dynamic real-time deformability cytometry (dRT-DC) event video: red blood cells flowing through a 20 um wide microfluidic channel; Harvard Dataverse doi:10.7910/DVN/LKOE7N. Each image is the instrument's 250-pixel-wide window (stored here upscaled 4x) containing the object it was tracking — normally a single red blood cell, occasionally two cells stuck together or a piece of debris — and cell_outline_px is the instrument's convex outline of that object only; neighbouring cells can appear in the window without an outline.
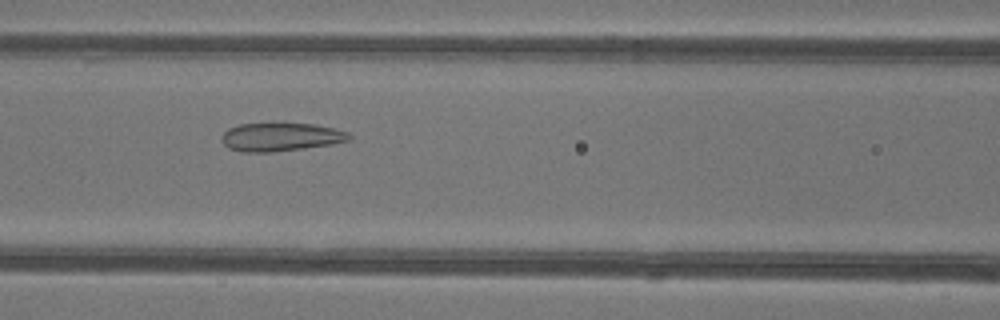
{"species": "common noctule bat (a hibernating species)", "species_latin": "Nyctalus noctula", "temperature_condition": "warm", "stored_images_in_passage": 50, "camera_frame_rate_fps": 3000, "um_per_image_px": 0.085, "animal": {"sex": "female"}, "frame": {"image": 1, "passage_image": 23, "time_ms": 7.333, "image_size_px": [1000, 320], "cell_outline_px": [[352, 136], [348, 140], [332, 144], [304, 148], [268, 152], [240, 152], [228, 148], [224, 144], [220, 136], [228, 128], [240, 124], [316, 124], [348, 132]], "centroid_in_image_um": [23.83, 11.65], "position_along_channel_um": 142.8, "area_um2": 20.87}}
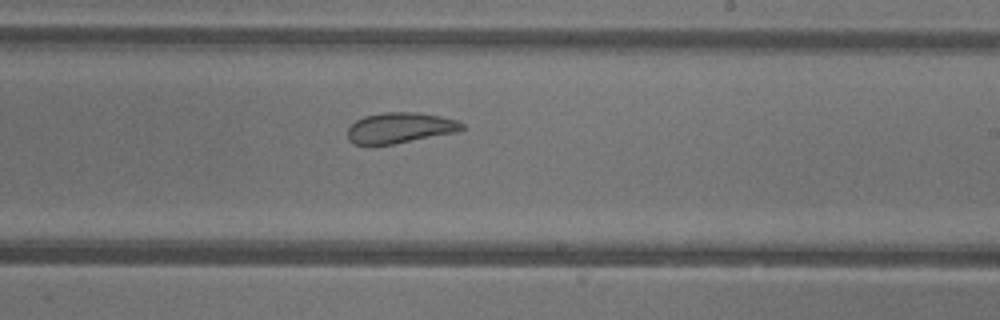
{"frame": {"image": 2, "passage_image": 31, "time_ms": 10.0, "image_size_px": [1000, 320], "cell_outline_px": [[464, 128], [460, 132], [392, 144], [356, 144], [348, 140], [348, 128], [356, 120], [364, 116], [384, 112], [416, 112], [440, 116], [456, 120], [464, 124]], "centroid_in_image_um": [34.03, 10.86], "position_along_channel_um": 255.0, "area_um2": 20.4}}
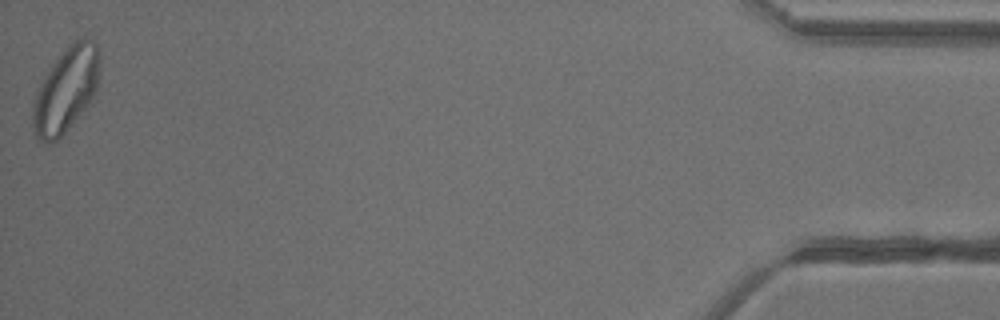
{"frame": {"image": 3, "passage_image": 50, "time_ms": 16.333, "image_size_px": [1000, 320], "cell_outline_px": [[100, 60], [96, 88], [92, 100], [68, 128], [56, 140], [48, 144], [36, 140], [32, 128], [32, 104], [40, 84], [44, 76], [68, 44], [72, 40], [84, 36], [92, 40], [96, 44], [100, 52]], "centroid_in_image_um": [5.59, 7.63], "position_along_channel_um": 429.6, "area_um2": 33.18}, "authors_computed_cell_mechanics": {"area_um2": 27.7151, "velocity_mm_per_s": 4.222, "shape_relaxation_time_tau1_ms": null, "shape_relaxation_time_tau2_ms": 1.3292, "deformation_change_tau1": null, "deformation_change_tau2": 0.0829}}